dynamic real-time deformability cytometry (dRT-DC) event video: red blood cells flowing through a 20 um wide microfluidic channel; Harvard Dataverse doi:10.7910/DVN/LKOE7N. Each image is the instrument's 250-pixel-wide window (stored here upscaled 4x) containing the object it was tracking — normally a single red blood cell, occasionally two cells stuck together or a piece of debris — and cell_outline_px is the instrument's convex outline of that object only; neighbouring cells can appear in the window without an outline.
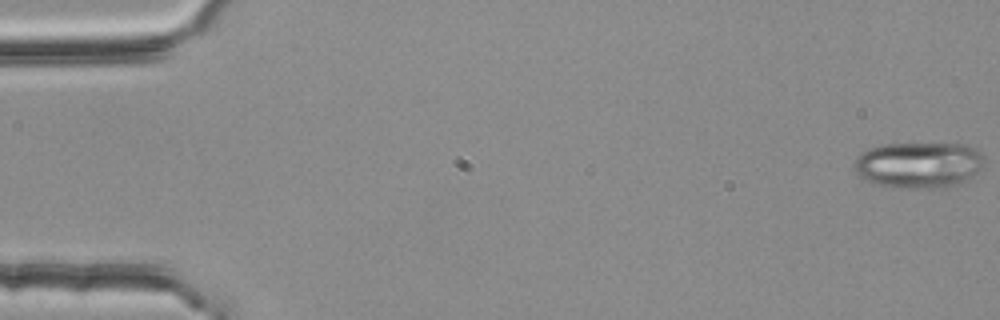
{"species": "common noctule bat (a hibernating species)", "species_latin": "Nyctalus noctula", "temperature_condition": "room temperature", "stored_images_in_passage": 55, "camera_frame_rate_fps": 3000, "um_per_image_px": 0.085, "animal": {"sex": "female", "body_mass_g": 25.1}, "frame": {"image": 1, "passage_image": 1, "time_ms": 0.0, "image_size_px": [1000, 320], "cell_outline_px": [[984, 160], [980, 168], [972, 176], [960, 184], [948, 188], [892, 188], [876, 184], [864, 180], [856, 172], [852, 164], [856, 156], [868, 148], [884, 144], [964, 144], [980, 152], [984, 156]], "centroid_in_image_um": [78.05, 14.04], "position_along_channel_um": 7.0, "area_um2": 35.32}}
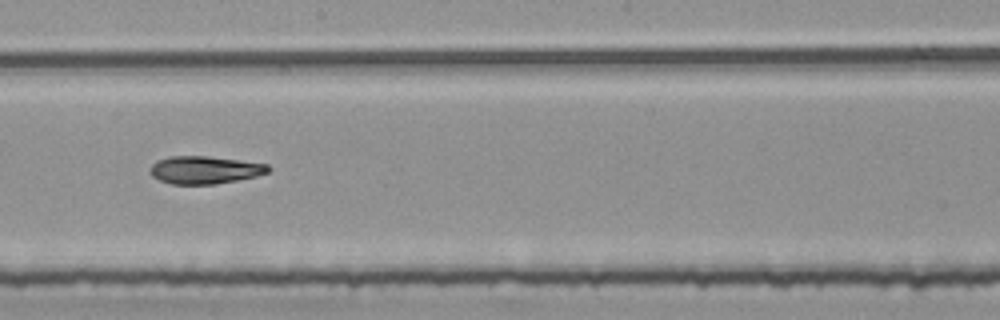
{"frame": {"image": 2, "passage_image": 31, "time_ms": 10.0, "image_size_px": [1000, 320], "cell_outline_px": [[272, 168], [268, 172], [256, 176], [216, 184], [172, 184], [160, 180], [152, 176], [152, 164], [156, 160], [168, 156], [208, 156], [268, 164]], "centroid_in_image_um": [17.42, 14.44], "position_along_channel_um": 230.8, "area_um2": 18.96}}
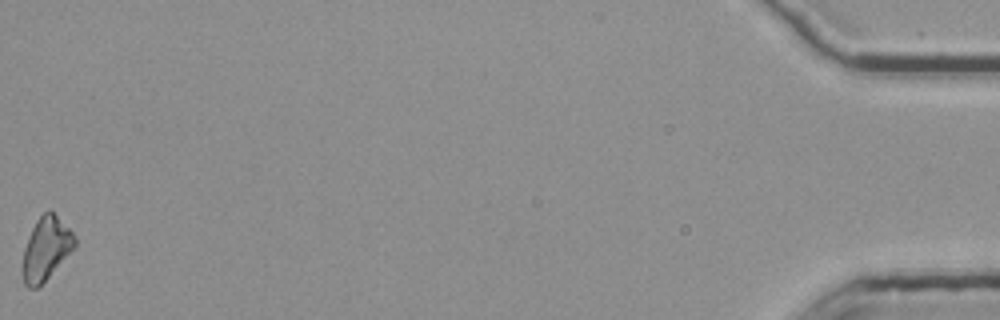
{"frame": {"image": 3, "passage_image": 55, "time_ms": 18.0, "image_size_px": [1000, 320], "cell_outline_px": [[76, 244], [48, 276], [36, 288], [28, 288], [24, 284], [20, 272], [20, 268], [24, 248], [32, 228], [36, 220], [44, 212], [52, 212], [76, 236]], "centroid_in_image_um": [3.84, 21.16], "position_along_channel_um": 431.4, "area_um2": 18.73}, "authors_computed_cell_mechanics": {"area_um2": 19.5364, "velocity_mm_per_s": 3.7766, "shape_relaxation_time_tau1_ms": 7.0654, "shape_relaxation_time_tau2_ms": 6.8439, "deformation_change_tau1": 0.1961, "deformation_change_tau2": 0.144}}